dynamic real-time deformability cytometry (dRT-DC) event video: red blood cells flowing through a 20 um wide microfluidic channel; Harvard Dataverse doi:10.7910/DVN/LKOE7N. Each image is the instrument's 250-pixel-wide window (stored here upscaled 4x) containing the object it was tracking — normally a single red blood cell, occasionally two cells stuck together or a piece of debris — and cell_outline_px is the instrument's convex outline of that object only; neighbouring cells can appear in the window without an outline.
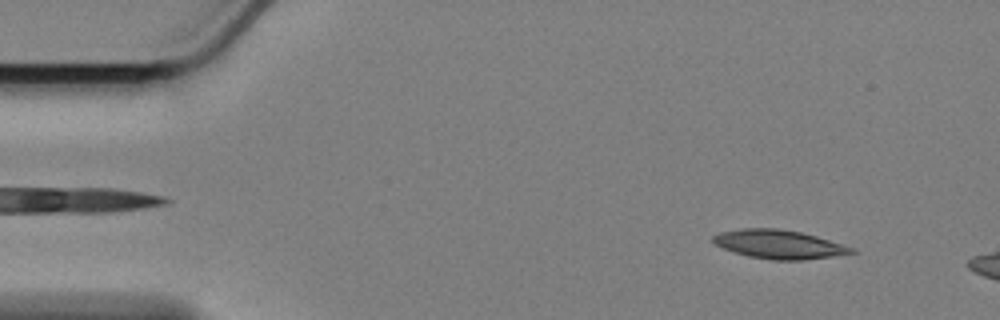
{"species": "Egyptian fruit bat (a non-hibernating species)", "species_latin": "Rousettus aegyptiacus", "temperature_condition": "cold", "stored_images_in_passage": 9, "camera_frame_rate_fps": 3000, "um_per_image_px": 0.085, "animal": {"sex": "female"}, "frame": {"image": 1, "passage_image": 5, "time_ms": 1.333, "image_size_px": [1000, 320], "cell_outline_px": [[856, 252], [832, 256], [804, 260], [772, 260], [748, 256], [724, 248], [716, 244], [712, 240], [712, 236], [720, 232], [740, 228], [776, 228], [800, 232], [816, 236], [852, 248]], "centroid_in_image_um": [66.16, 20.76], "position_along_channel_um": 18.8, "area_um2": 22.83}}